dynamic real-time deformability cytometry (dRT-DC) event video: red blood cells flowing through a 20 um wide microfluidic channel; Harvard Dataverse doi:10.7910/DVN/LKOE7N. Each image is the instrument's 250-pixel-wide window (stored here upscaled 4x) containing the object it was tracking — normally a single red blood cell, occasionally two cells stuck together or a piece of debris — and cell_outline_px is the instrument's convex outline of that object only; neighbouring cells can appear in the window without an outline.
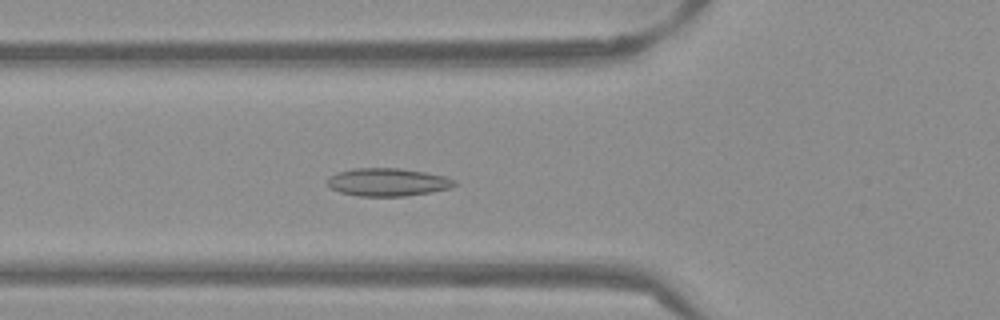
{"species": "Egyptian fruit bat (a non-hibernating species)", "species_latin": "Rousettus aegyptiacus", "temperature_condition": "warm", "stored_images_in_passage": 39, "camera_frame_rate_fps": 3000, "um_per_image_px": 0.085, "frame": {"image": 1, "passage_image": 5, "time_ms": 1.333, "image_size_px": [1000, 320], "cell_outline_px": [[456, 184], [448, 188], [432, 192], [404, 196], [356, 196], [340, 192], [332, 188], [328, 184], [328, 180], [336, 172], [352, 168], [400, 168], [424, 172], [444, 176], [456, 180]], "centroid_in_image_um": [32.95, 15.48], "position_along_channel_um": 92.8, "area_um2": 20.58}}
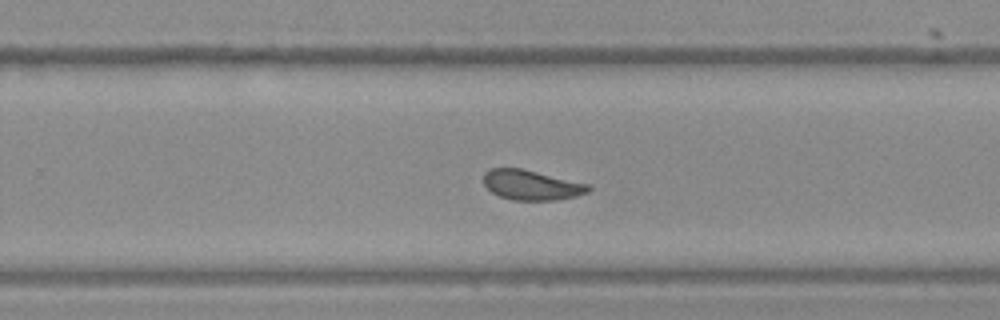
{"frame": {"image": 2, "passage_image": 20, "time_ms": 6.333, "image_size_px": [1000, 320], "cell_outline_px": [[592, 188], [588, 192], [576, 196], [556, 200], [512, 200], [500, 196], [492, 192], [484, 184], [484, 172], [492, 168], [520, 168], [588, 184]], "centroid_in_image_um": [45.16, 15.73], "position_along_channel_um": 284.6, "area_um2": 18.09}}
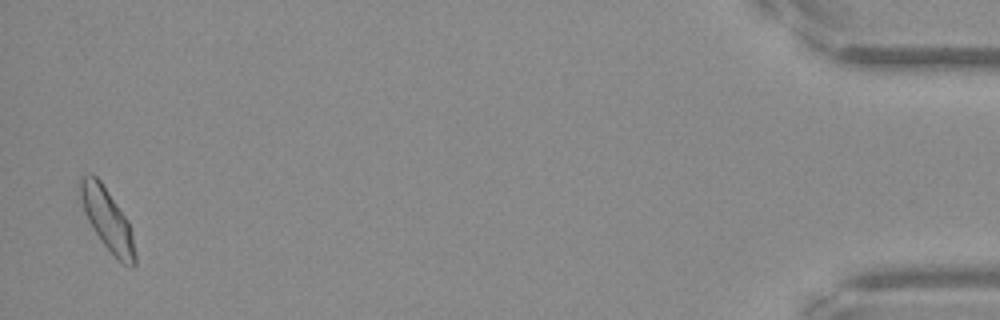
{"frame": {"image": 3, "passage_image": 38, "time_ms": 12.333, "image_size_px": [1000, 320], "cell_outline_px": [[136, 264], [132, 268], [124, 264], [100, 240], [92, 228], [84, 212], [80, 196], [80, 176], [88, 172], [92, 172], [100, 180], [128, 220], [132, 232], [136, 256]], "centroid_in_image_um": [9.12, 18.62], "position_along_channel_um": 426.1, "area_um2": 19.65}, "authors_computed_cell_mechanics": {"area_um2": 18.6694, "velocity_mm_per_s": 3.8295, "shape_relaxation_time_tau1_ms": null, "shape_relaxation_time_tau2_ms": 1.9706, "deformation_change_tau1": null, "deformation_change_tau2": 0.0582}}